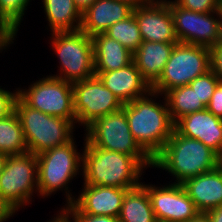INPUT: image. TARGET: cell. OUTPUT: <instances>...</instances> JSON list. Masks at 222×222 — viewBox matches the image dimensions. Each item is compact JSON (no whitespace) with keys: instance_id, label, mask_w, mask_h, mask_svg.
<instances>
[{"instance_id":"obj_33","label":"cell","mask_w":222,"mask_h":222,"mask_svg":"<svg viewBox=\"0 0 222 222\" xmlns=\"http://www.w3.org/2000/svg\"><path fill=\"white\" fill-rule=\"evenodd\" d=\"M74 222H119V219L113 216H96L88 214H73Z\"/></svg>"},{"instance_id":"obj_18","label":"cell","mask_w":222,"mask_h":222,"mask_svg":"<svg viewBox=\"0 0 222 222\" xmlns=\"http://www.w3.org/2000/svg\"><path fill=\"white\" fill-rule=\"evenodd\" d=\"M133 7L118 0H96L82 13L80 30L89 36L104 33L110 26L133 13Z\"/></svg>"},{"instance_id":"obj_27","label":"cell","mask_w":222,"mask_h":222,"mask_svg":"<svg viewBox=\"0 0 222 222\" xmlns=\"http://www.w3.org/2000/svg\"><path fill=\"white\" fill-rule=\"evenodd\" d=\"M30 0H0V22L15 36Z\"/></svg>"},{"instance_id":"obj_32","label":"cell","mask_w":222,"mask_h":222,"mask_svg":"<svg viewBox=\"0 0 222 222\" xmlns=\"http://www.w3.org/2000/svg\"><path fill=\"white\" fill-rule=\"evenodd\" d=\"M211 69L219 81H222V41L211 48Z\"/></svg>"},{"instance_id":"obj_14","label":"cell","mask_w":222,"mask_h":222,"mask_svg":"<svg viewBox=\"0 0 222 222\" xmlns=\"http://www.w3.org/2000/svg\"><path fill=\"white\" fill-rule=\"evenodd\" d=\"M143 41L179 43L169 1L156 0L152 4L133 9Z\"/></svg>"},{"instance_id":"obj_22","label":"cell","mask_w":222,"mask_h":222,"mask_svg":"<svg viewBox=\"0 0 222 222\" xmlns=\"http://www.w3.org/2000/svg\"><path fill=\"white\" fill-rule=\"evenodd\" d=\"M42 2L52 33L80 30L82 14L75 7L73 0H43Z\"/></svg>"},{"instance_id":"obj_34","label":"cell","mask_w":222,"mask_h":222,"mask_svg":"<svg viewBox=\"0 0 222 222\" xmlns=\"http://www.w3.org/2000/svg\"><path fill=\"white\" fill-rule=\"evenodd\" d=\"M15 39V35L0 22V52L6 49L10 44L13 43L12 40ZM12 42V43H11Z\"/></svg>"},{"instance_id":"obj_25","label":"cell","mask_w":222,"mask_h":222,"mask_svg":"<svg viewBox=\"0 0 222 222\" xmlns=\"http://www.w3.org/2000/svg\"><path fill=\"white\" fill-rule=\"evenodd\" d=\"M0 152L6 155L28 152L22 125L15 111L0 120Z\"/></svg>"},{"instance_id":"obj_12","label":"cell","mask_w":222,"mask_h":222,"mask_svg":"<svg viewBox=\"0 0 222 222\" xmlns=\"http://www.w3.org/2000/svg\"><path fill=\"white\" fill-rule=\"evenodd\" d=\"M76 124L85 129L95 120L120 110L123 104L97 76L72 84Z\"/></svg>"},{"instance_id":"obj_16","label":"cell","mask_w":222,"mask_h":222,"mask_svg":"<svg viewBox=\"0 0 222 222\" xmlns=\"http://www.w3.org/2000/svg\"><path fill=\"white\" fill-rule=\"evenodd\" d=\"M174 129L180 135L201 141L217 154L222 151V119L207 109L181 117Z\"/></svg>"},{"instance_id":"obj_36","label":"cell","mask_w":222,"mask_h":222,"mask_svg":"<svg viewBox=\"0 0 222 222\" xmlns=\"http://www.w3.org/2000/svg\"><path fill=\"white\" fill-rule=\"evenodd\" d=\"M210 218V222H222V205L206 213Z\"/></svg>"},{"instance_id":"obj_23","label":"cell","mask_w":222,"mask_h":222,"mask_svg":"<svg viewBox=\"0 0 222 222\" xmlns=\"http://www.w3.org/2000/svg\"><path fill=\"white\" fill-rule=\"evenodd\" d=\"M118 219L119 222H158L142 184L126 192Z\"/></svg>"},{"instance_id":"obj_1","label":"cell","mask_w":222,"mask_h":222,"mask_svg":"<svg viewBox=\"0 0 222 222\" xmlns=\"http://www.w3.org/2000/svg\"><path fill=\"white\" fill-rule=\"evenodd\" d=\"M158 95L151 91L146 96L122 106L133 138L152 160L161 152L171 137L175 124L170 117L165 97L164 105L152 100Z\"/></svg>"},{"instance_id":"obj_2","label":"cell","mask_w":222,"mask_h":222,"mask_svg":"<svg viewBox=\"0 0 222 222\" xmlns=\"http://www.w3.org/2000/svg\"><path fill=\"white\" fill-rule=\"evenodd\" d=\"M84 146V184L132 189L142 183L144 167L133 156L92 147L86 141Z\"/></svg>"},{"instance_id":"obj_21","label":"cell","mask_w":222,"mask_h":222,"mask_svg":"<svg viewBox=\"0 0 222 222\" xmlns=\"http://www.w3.org/2000/svg\"><path fill=\"white\" fill-rule=\"evenodd\" d=\"M91 38L95 72L118 70L133 62V53L105 33H98Z\"/></svg>"},{"instance_id":"obj_9","label":"cell","mask_w":222,"mask_h":222,"mask_svg":"<svg viewBox=\"0 0 222 222\" xmlns=\"http://www.w3.org/2000/svg\"><path fill=\"white\" fill-rule=\"evenodd\" d=\"M211 69V49L199 45L177 43L159 79L151 90L162 95L167 91L189 85L195 78Z\"/></svg>"},{"instance_id":"obj_26","label":"cell","mask_w":222,"mask_h":222,"mask_svg":"<svg viewBox=\"0 0 222 222\" xmlns=\"http://www.w3.org/2000/svg\"><path fill=\"white\" fill-rule=\"evenodd\" d=\"M104 33L118 41L132 53H134L143 42L134 13L124 20L116 22Z\"/></svg>"},{"instance_id":"obj_5","label":"cell","mask_w":222,"mask_h":222,"mask_svg":"<svg viewBox=\"0 0 222 222\" xmlns=\"http://www.w3.org/2000/svg\"><path fill=\"white\" fill-rule=\"evenodd\" d=\"M77 152L74 139L37 154L38 162V193L47 197L57 190L65 188L67 204L75 198L69 194L68 183L82 169V154ZM62 188V189H61ZM68 190V191H67Z\"/></svg>"},{"instance_id":"obj_3","label":"cell","mask_w":222,"mask_h":222,"mask_svg":"<svg viewBox=\"0 0 222 222\" xmlns=\"http://www.w3.org/2000/svg\"><path fill=\"white\" fill-rule=\"evenodd\" d=\"M171 173L177 184L218 167V154L197 139L180 135L175 129L153 166Z\"/></svg>"},{"instance_id":"obj_6","label":"cell","mask_w":222,"mask_h":222,"mask_svg":"<svg viewBox=\"0 0 222 222\" xmlns=\"http://www.w3.org/2000/svg\"><path fill=\"white\" fill-rule=\"evenodd\" d=\"M51 41L61 65L60 73L54 77L73 84L95 76L91 36L81 30L54 32Z\"/></svg>"},{"instance_id":"obj_40","label":"cell","mask_w":222,"mask_h":222,"mask_svg":"<svg viewBox=\"0 0 222 222\" xmlns=\"http://www.w3.org/2000/svg\"><path fill=\"white\" fill-rule=\"evenodd\" d=\"M189 222H210V218L206 213H199Z\"/></svg>"},{"instance_id":"obj_39","label":"cell","mask_w":222,"mask_h":222,"mask_svg":"<svg viewBox=\"0 0 222 222\" xmlns=\"http://www.w3.org/2000/svg\"><path fill=\"white\" fill-rule=\"evenodd\" d=\"M13 213L10 212L1 202H0V222H4L12 216Z\"/></svg>"},{"instance_id":"obj_29","label":"cell","mask_w":222,"mask_h":222,"mask_svg":"<svg viewBox=\"0 0 222 222\" xmlns=\"http://www.w3.org/2000/svg\"><path fill=\"white\" fill-rule=\"evenodd\" d=\"M180 7L194 12L209 13L222 9L217 0H174Z\"/></svg>"},{"instance_id":"obj_20","label":"cell","mask_w":222,"mask_h":222,"mask_svg":"<svg viewBox=\"0 0 222 222\" xmlns=\"http://www.w3.org/2000/svg\"><path fill=\"white\" fill-rule=\"evenodd\" d=\"M175 44L143 41L133 53V62L150 86L161 76Z\"/></svg>"},{"instance_id":"obj_8","label":"cell","mask_w":222,"mask_h":222,"mask_svg":"<svg viewBox=\"0 0 222 222\" xmlns=\"http://www.w3.org/2000/svg\"><path fill=\"white\" fill-rule=\"evenodd\" d=\"M85 131L84 141L92 147L133 156L144 168L153 166V160L133 138L123 108L95 120Z\"/></svg>"},{"instance_id":"obj_7","label":"cell","mask_w":222,"mask_h":222,"mask_svg":"<svg viewBox=\"0 0 222 222\" xmlns=\"http://www.w3.org/2000/svg\"><path fill=\"white\" fill-rule=\"evenodd\" d=\"M37 188V156L30 152L7 155L0 174V202L14 214L20 206L30 203L33 193L38 191Z\"/></svg>"},{"instance_id":"obj_38","label":"cell","mask_w":222,"mask_h":222,"mask_svg":"<svg viewBox=\"0 0 222 222\" xmlns=\"http://www.w3.org/2000/svg\"><path fill=\"white\" fill-rule=\"evenodd\" d=\"M118 1L125 2L133 8H138L140 6H145V5L152 4L156 0H118Z\"/></svg>"},{"instance_id":"obj_41","label":"cell","mask_w":222,"mask_h":222,"mask_svg":"<svg viewBox=\"0 0 222 222\" xmlns=\"http://www.w3.org/2000/svg\"><path fill=\"white\" fill-rule=\"evenodd\" d=\"M6 160H7V155L0 152V174L3 172Z\"/></svg>"},{"instance_id":"obj_17","label":"cell","mask_w":222,"mask_h":222,"mask_svg":"<svg viewBox=\"0 0 222 222\" xmlns=\"http://www.w3.org/2000/svg\"><path fill=\"white\" fill-rule=\"evenodd\" d=\"M100 81L120 100L122 104L146 96L151 90L134 62L110 72H95Z\"/></svg>"},{"instance_id":"obj_31","label":"cell","mask_w":222,"mask_h":222,"mask_svg":"<svg viewBox=\"0 0 222 222\" xmlns=\"http://www.w3.org/2000/svg\"><path fill=\"white\" fill-rule=\"evenodd\" d=\"M206 109L222 119V81H219Z\"/></svg>"},{"instance_id":"obj_10","label":"cell","mask_w":222,"mask_h":222,"mask_svg":"<svg viewBox=\"0 0 222 222\" xmlns=\"http://www.w3.org/2000/svg\"><path fill=\"white\" fill-rule=\"evenodd\" d=\"M18 96L33 109L76 124L73 86L67 81L50 75L34 82L29 89L18 90Z\"/></svg>"},{"instance_id":"obj_37","label":"cell","mask_w":222,"mask_h":222,"mask_svg":"<svg viewBox=\"0 0 222 222\" xmlns=\"http://www.w3.org/2000/svg\"><path fill=\"white\" fill-rule=\"evenodd\" d=\"M96 0H73L75 7L82 14L86 11Z\"/></svg>"},{"instance_id":"obj_4","label":"cell","mask_w":222,"mask_h":222,"mask_svg":"<svg viewBox=\"0 0 222 222\" xmlns=\"http://www.w3.org/2000/svg\"><path fill=\"white\" fill-rule=\"evenodd\" d=\"M28 152L35 155L63 145L73 138L74 124L67 119L47 115L28 106L19 96L15 102Z\"/></svg>"},{"instance_id":"obj_28","label":"cell","mask_w":222,"mask_h":222,"mask_svg":"<svg viewBox=\"0 0 222 222\" xmlns=\"http://www.w3.org/2000/svg\"><path fill=\"white\" fill-rule=\"evenodd\" d=\"M218 82L219 79L215 75L214 71L210 69L205 74L195 78L189 83V85L193 88V90H195L198 98L204 103L205 106H207Z\"/></svg>"},{"instance_id":"obj_30","label":"cell","mask_w":222,"mask_h":222,"mask_svg":"<svg viewBox=\"0 0 222 222\" xmlns=\"http://www.w3.org/2000/svg\"><path fill=\"white\" fill-rule=\"evenodd\" d=\"M18 97V90L10 92L0 88V120L9 116L15 111V102Z\"/></svg>"},{"instance_id":"obj_13","label":"cell","mask_w":222,"mask_h":222,"mask_svg":"<svg viewBox=\"0 0 222 222\" xmlns=\"http://www.w3.org/2000/svg\"><path fill=\"white\" fill-rule=\"evenodd\" d=\"M142 185L158 222H189L200 213L181 184L172 183L162 188Z\"/></svg>"},{"instance_id":"obj_11","label":"cell","mask_w":222,"mask_h":222,"mask_svg":"<svg viewBox=\"0 0 222 222\" xmlns=\"http://www.w3.org/2000/svg\"><path fill=\"white\" fill-rule=\"evenodd\" d=\"M175 33L179 43L208 48L222 41V9L209 13L194 12L169 0ZM216 14L217 17L213 16Z\"/></svg>"},{"instance_id":"obj_19","label":"cell","mask_w":222,"mask_h":222,"mask_svg":"<svg viewBox=\"0 0 222 222\" xmlns=\"http://www.w3.org/2000/svg\"><path fill=\"white\" fill-rule=\"evenodd\" d=\"M181 185L200 213L222 205V171L218 167L191 177Z\"/></svg>"},{"instance_id":"obj_42","label":"cell","mask_w":222,"mask_h":222,"mask_svg":"<svg viewBox=\"0 0 222 222\" xmlns=\"http://www.w3.org/2000/svg\"><path fill=\"white\" fill-rule=\"evenodd\" d=\"M218 168L222 171V151L218 154Z\"/></svg>"},{"instance_id":"obj_35","label":"cell","mask_w":222,"mask_h":222,"mask_svg":"<svg viewBox=\"0 0 222 222\" xmlns=\"http://www.w3.org/2000/svg\"><path fill=\"white\" fill-rule=\"evenodd\" d=\"M59 213L60 214H57V217H54V220L49 221V222H72L70 221L71 218L74 222L73 212L67 206H65V208H62V211Z\"/></svg>"},{"instance_id":"obj_15","label":"cell","mask_w":222,"mask_h":222,"mask_svg":"<svg viewBox=\"0 0 222 222\" xmlns=\"http://www.w3.org/2000/svg\"><path fill=\"white\" fill-rule=\"evenodd\" d=\"M82 192L70 205L73 214L113 216L118 218L126 192L130 189L84 184Z\"/></svg>"},{"instance_id":"obj_24","label":"cell","mask_w":222,"mask_h":222,"mask_svg":"<svg viewBox=\"0 0 222 222\" xmlns=\"http://www.w3.org/2000/svg\"><path fill=\"white\" fill-rule=\"evenodd\" d=\"M163 96H165L170 117L174 123L189 113L206 109L190 85L173 88Z\"/></svg>"}]
</instances>
